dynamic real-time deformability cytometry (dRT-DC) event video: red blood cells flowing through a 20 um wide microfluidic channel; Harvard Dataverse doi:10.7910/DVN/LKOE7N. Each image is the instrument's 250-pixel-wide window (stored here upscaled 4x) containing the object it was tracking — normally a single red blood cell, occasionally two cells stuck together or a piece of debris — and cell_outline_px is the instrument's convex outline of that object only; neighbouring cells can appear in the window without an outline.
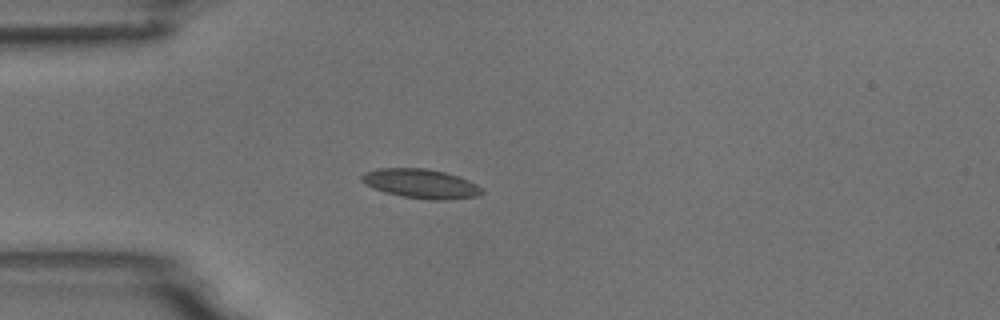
{"species": "common noctule bat (a hibernating species)", "species_latin": "Nyctalus noctula", "temperature_condition": "room temperature", "stored_images_in_passage": 2, "camera_frame_rate_fps": 3000, "um_per_image_px": 0.085, "animal": {"sex": "male", "body_mass_g": 18.8}, "frame": {"image": 1, "passage_image": 1, "time_ms": 0.0, "image_size_px": [1000, 320], "cell_outline_px": [[484, 192], [476, 196], [448, 200], [428, 200], [400, 196], [384, 192], [360, 180], [360, 176], [364, 172], [380, 168], [428, 168], [444, 172], [468, 180], [484, 188]], "centroid_in_image_um": [35.79, 15.61], "position_along_channel_um": 49.2, "area_um2": 20.52}}